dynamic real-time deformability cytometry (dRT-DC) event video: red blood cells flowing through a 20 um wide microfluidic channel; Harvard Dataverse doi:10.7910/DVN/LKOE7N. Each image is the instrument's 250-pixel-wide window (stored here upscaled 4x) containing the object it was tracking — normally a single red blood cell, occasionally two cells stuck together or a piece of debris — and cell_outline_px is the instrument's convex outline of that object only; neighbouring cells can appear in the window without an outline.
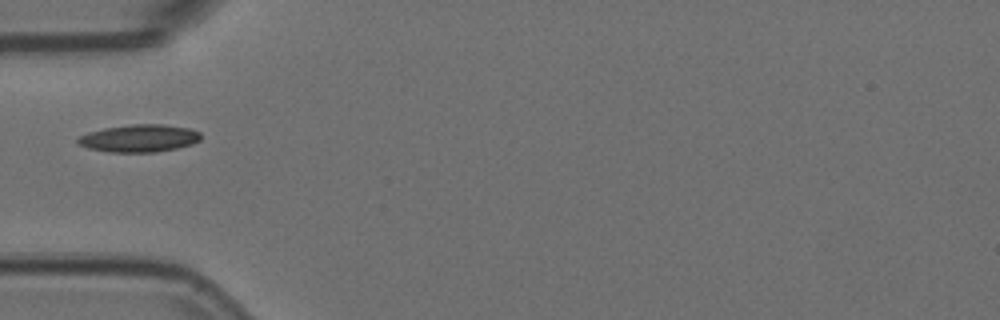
{"species": "Egyptian fruit bat (a non-hibernating species)", "species_latin": "Rousettus aegyptiacus", "temperature_condition": "room temperature", "stored_images_in_passage": 39, "camera_frame_rate_fps": 3000, "um_per_image_px": 0.085, "animal": {"sex": "female"}, "frame": {"image": 1, "passage_image": 1, "time_ms": 0.0, "image_size_px": [1000, 320], "cell_outline_px": [[200, 140], [192, 144], [176, 148], [156, 152], [108, 152], [88, 148], [76, 144], [76, 140], [80, 136], [88, 132], [104, 128], [132, 124], [164, 124], [188, 128], [200, 132]], "centroid_in_image_um": [11.81, 11.75], "position_along_channel_um": 73.2, "area_um2": 19.77}}
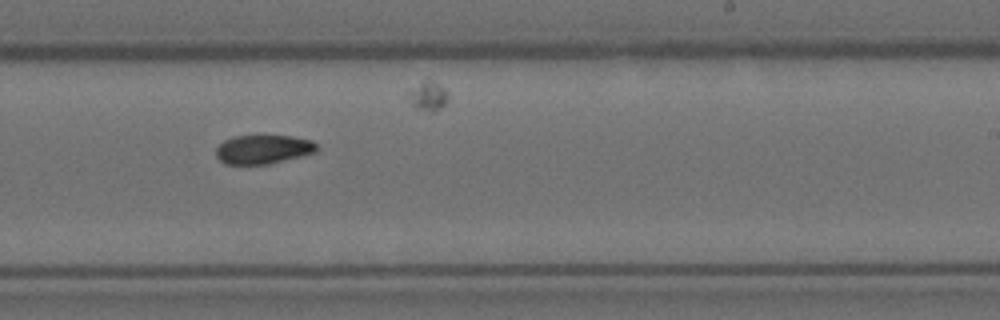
{"frame": {"image": 2, "passage_image": 17, "time_ms": 5.333, "image_size_px": [1000, 320], "cell_outline_px": [[320, 148], [316, 152], [268, 164], [224, 164], [216, 156], [216, 148], [224, 140], [236, 136], [292, 136], [312, 140]], "centroid_in_image_um": [22.38, 12.69], "position_along_channel_um": 266.6, "area_um2": 16.94}}
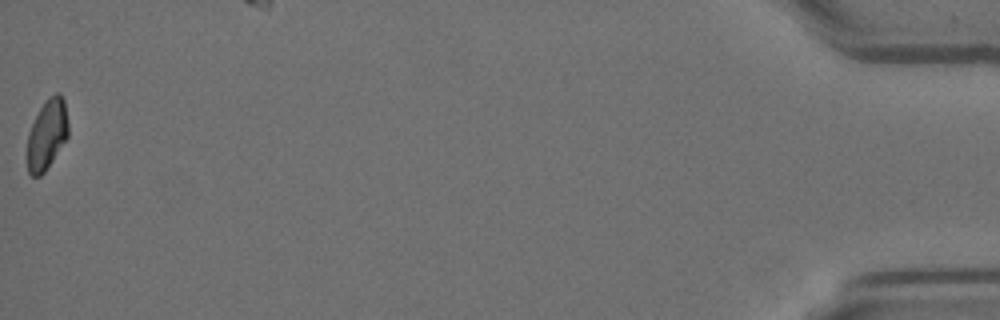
{"frame": {"image": 3, "passage_image": 39, "time_ms": 12.667, "image_size_px": [1000, 320], "cell_outline_px": [[68, 136], [44, 172], [40, 176], [32, 176], [28, 172], [28, 132], [44, 100], [48, 96], [56, 92], [60, 92], [64, 100], [68, 124]], "centroid_in_image_um": [4.0, 11.38], "position_along_channel_um": 431.2, "area_um2": 16.59}}